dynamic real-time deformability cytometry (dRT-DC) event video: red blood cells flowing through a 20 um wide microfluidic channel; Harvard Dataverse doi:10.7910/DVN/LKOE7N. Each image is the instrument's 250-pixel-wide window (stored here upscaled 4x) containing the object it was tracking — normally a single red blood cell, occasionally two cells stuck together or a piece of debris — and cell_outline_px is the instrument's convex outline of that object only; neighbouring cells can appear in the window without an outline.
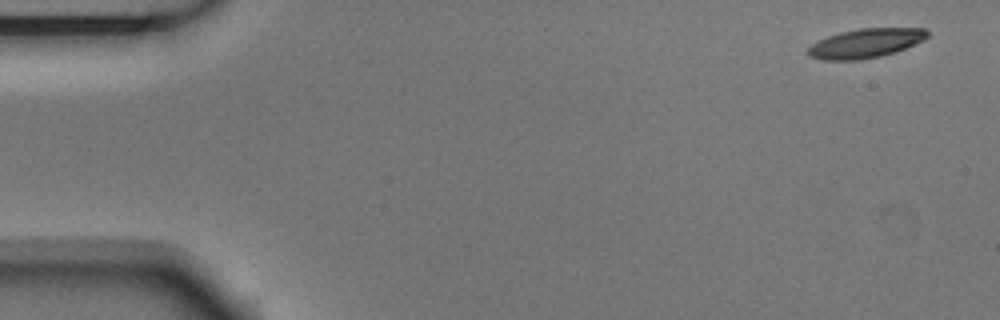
{"species": "Egyptian fruit bat (a non-hibernating species)", "species_latin": "Rousettus aegyptiacus", "temperature_condition": "room temperature", "stored_images_in_passage": 5, "camera_frame_rate_fps": 3000, "um_per_image_px": 0.085, "animal": {"sex": "male"}, "frame": {"image": 1, "passage_image": 1, "time_ms": 0.0, "image_size_px": [1000, 320], "cell_outline_px": [[928, 36], [924, 40], [896, 52], [880, 56], [860, 60], [824, 60], [808, 56], [808, 48], [816, 40], [840, 32], [860, 28], [924, 28], [928, 32]], "centroid_in_image_um": [73.56, 3.68], "position_along_channel_um": 11.4, "area_um2": 20.4}}
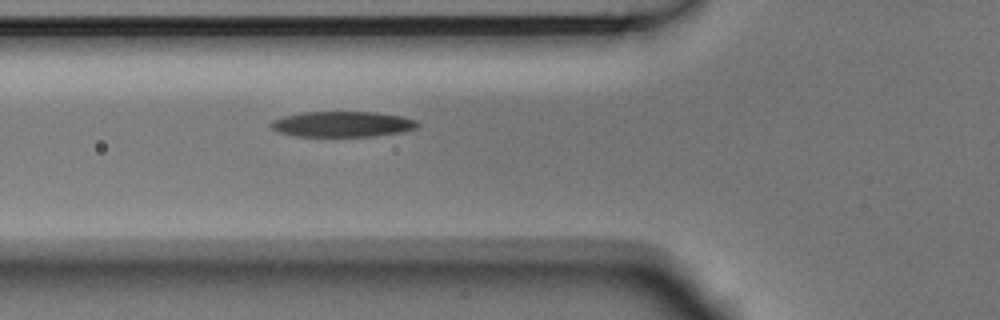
{"frame": {"image": 2, "passage_image": 5, "time_ms": 1.333, "image_size_px": [1000, 320], "cell_outline_px": [[420, 124], [416, 128], [400, 132], [372, 136], [296, 136], [280, 132], [272, 128], [272, 120], [284, 116], [300, 112], [376, 112], [400, 116], [416, 120]], "centroid_in_image_um": [29.11, 10.54], "position_along_channel_um": 96.7, "area_um2": 21.62}}